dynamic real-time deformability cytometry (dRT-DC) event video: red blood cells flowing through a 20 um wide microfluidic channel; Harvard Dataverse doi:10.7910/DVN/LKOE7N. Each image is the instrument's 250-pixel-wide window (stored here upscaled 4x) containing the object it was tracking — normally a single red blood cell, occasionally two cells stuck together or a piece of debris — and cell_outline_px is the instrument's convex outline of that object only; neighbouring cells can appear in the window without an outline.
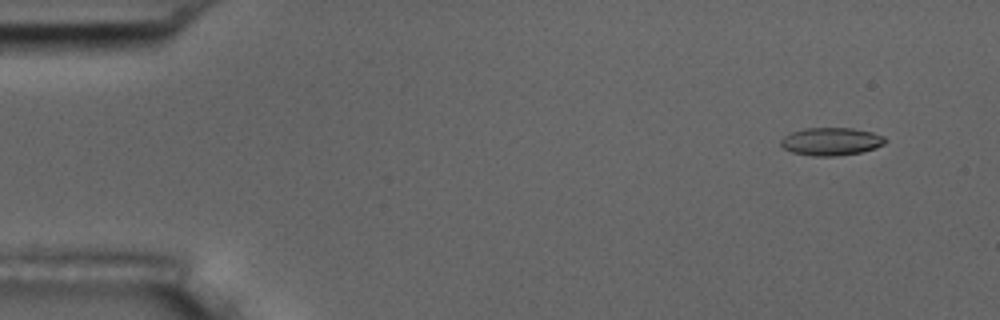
{"species": "common noctule bat (a hibernating species)", "species_latin": "Nyctalus noctula", "temperature_condition": "room temperature", "stored_images_in_passage": 6, "camera_frame_rate_fps": 3000, "um_per_image_px": 0.085, "animal": {"sex": "male", "body_mass_g": 17.5, "forearm_length_mm": 52.3}, "frame": {"image": 1, "passage_image": 2, "time_ms": 1.0, "image_size_px": [1000, 320], "cell_outline_px": [[888, 140], [884, 144], [876, 148], [860, 152], [836, 156], [812, 156], [792, 152], [784, 148], [780, 144], [780, 140], [784, 136], [792, 132], [804, 128], [852, 128], [872, 132], [884, 136]], "centroid_in_image_um": [70.66, 12.02], "position_along_channel_um": 14.3, "area_um2": 16.99}}
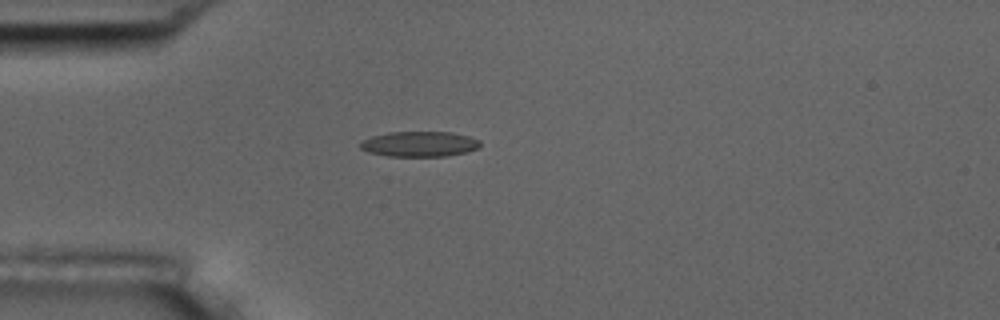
{"frame": {"image": 2, "passage_image": 5, "time_ms": 4.667, "image_size_px": [1000, 320], "cell_outline_px": [[480, 148], [468, 152], [448, 156], [388, 156], [368, 152], [360, 148], [360, 144], [364, 140], [372, 136], [388, 132], [452, 132], [468, 136], [480, 140]], "centroid_in_image_um": [35.69, 12.24], "position_along_channel_um": 49.3, "area_um2": 17.74}}